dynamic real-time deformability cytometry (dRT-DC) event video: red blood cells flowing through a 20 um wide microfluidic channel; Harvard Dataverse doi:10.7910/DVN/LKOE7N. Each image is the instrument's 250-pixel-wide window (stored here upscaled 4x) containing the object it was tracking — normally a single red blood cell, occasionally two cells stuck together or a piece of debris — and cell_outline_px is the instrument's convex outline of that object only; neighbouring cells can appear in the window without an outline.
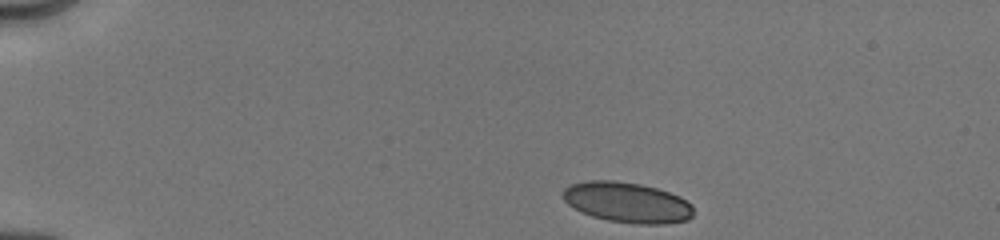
{"species": "human", "species_latin": "Homo sapiens", "temperature_condition": "cold", "stored_images_in_passage": 40, "camera_frame_rate_fps": 3000, "um_per_image_px": 0.085, "donor": {"sex": "male"}, "frame": {"image": 1, "passage_image": 1, "time_ms": 0.0, "image_size_px": [1000, 240], "cell_outline_px": [[692, 216], [688, 220], [664, 224], [640, 224], [608, 220], [592, 216], [580, 212], [568, 204], [564, 200], [564, 188], [572, 184], [588, 180], [616, 180], [640, 184], [656, 188], [680, 196], [692, 204]], "centroid_in_image_um": [53.32, 17.2], "position_along_channel_um": 31.7, "area_um2": 30.69}}
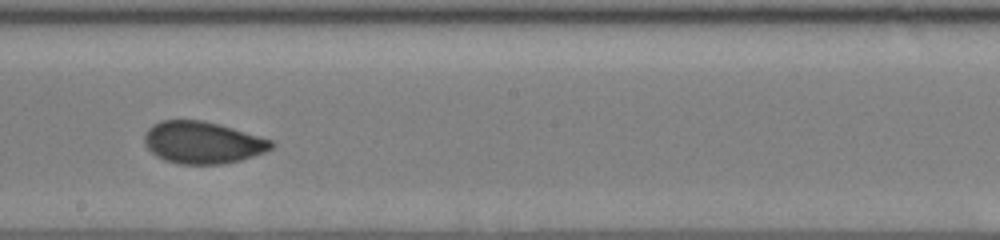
{"frame": {"image": 2, "passage_image": 26, "time_ms": 7.0, "image_size_px": [1000, 240], "cell_outline_px": [[276, 144], [272, 148], [264, 152], [240, 160], [220, 164], [180, 164], [164, 160], [156, 156], [144, 144], [144, 136], [148, 128], [152, 124], [160, 120], [204, 120], [220, 124], [272, 140]], "centroid_in_image_um": [17.2, 12.1], "position_along_channel_um": 231.0, "area_um2": 31.15}}
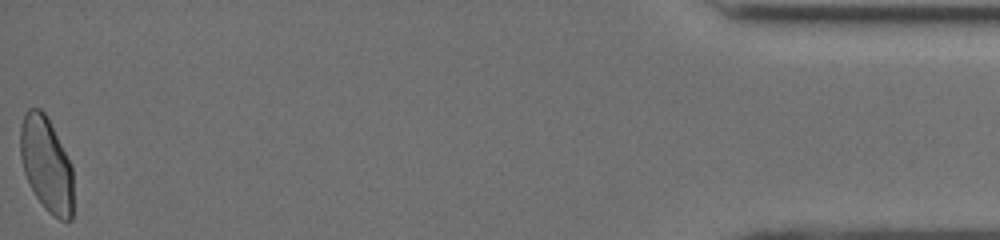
{"frame": {"image": 3, "passage_image": 40, "time_ms": 14.0, "image_size_px": [1000, 240], "cell_outline_px": [[72, 220], [60, 220], [52, 216], [44, 208], [36, 196], [24, 172], [20, 156], [20, 128], [24, 112], [28, 108], [40, 108], [44, 112], [72, 168]], "centroid_in_image_um": [3.92, 13.99], "position_along_channel_um": 431.3, "area_um2": 28.78}, "authors_computed_cell_mechanics": {"area_um2": 31.5588, "velocity_mm_per_s": 4.018, "shape_relaxation_time_tau1_ms": 4.3375, "shape_relaxation_time_tau2_ms": 0.9678, "deformation_change_tau1": 0.1223, "deformation_change_tau2": 0.0428}}